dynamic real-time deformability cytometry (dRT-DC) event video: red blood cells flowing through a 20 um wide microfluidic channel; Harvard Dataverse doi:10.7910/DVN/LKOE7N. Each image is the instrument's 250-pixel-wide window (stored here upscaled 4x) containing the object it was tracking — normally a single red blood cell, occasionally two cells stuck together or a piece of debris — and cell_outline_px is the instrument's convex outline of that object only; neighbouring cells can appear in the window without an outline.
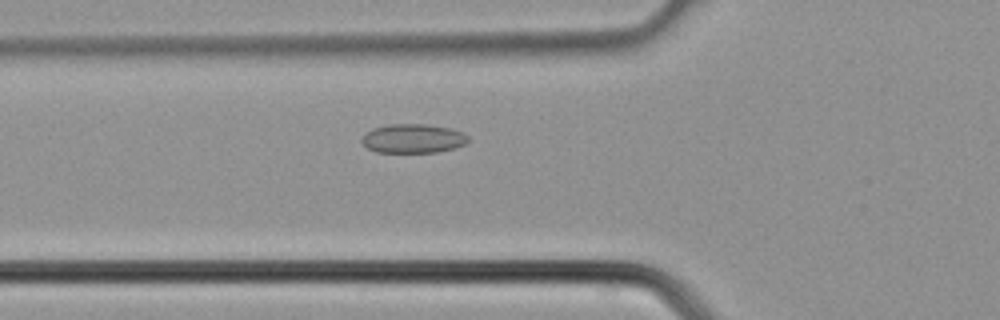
{"species": "common noctule bat (a hibernating species)", "species_latin": "Nyctalus noctula", "temperature_condition": "cold", "stored_images_in_passage": 37, "camera_frame_rate_fps": 3000, "um_per_image_px": 0.085, "animal": {"sex": "male", "body_mass_g": 21.5, "forearm_length_mm": 52.0}, "frame": {"image": 1, "passage_image": 12, "time_ms": 3.667, "image_size_px": [1000, 320], "cell_outline_px": [[468, 140], [464, 144], [456, 148], [436, 152], [376, 152], [368, 148], [360, 140], [360, 136], [364, 132], [372, 128], [388, 124], [424, 124], [448, 128], [464, 132], [468, 136]], "centroid_in_image_um": [35.06, 11.77], "position_along_channel_um": 90.7, "area_um2": 18.15}}
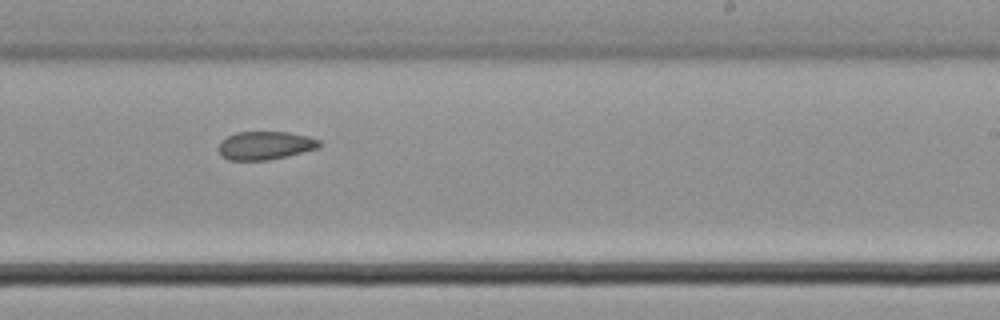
{"frame": {"image": 2, "passage_image": 22, "time_ms": 7.0, "image_size_px": [1000, 320], "cell_outline_px": [[320, 148], [288, 156], [268, 160], [228, 160], [220, 156], [220, 140], [236, 132], [288, 132], [308, 136], [320, 140]], "centroid_in_image_um": [22.56, 12.37], "position_along_channel_um": 266.4, "area_um2": 16.7}}
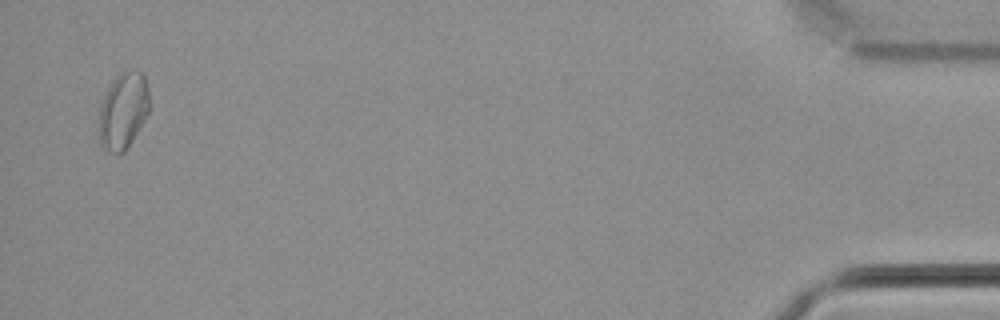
{"frame": {"image": 3, "passage_image": 36, "time_ms": 11.667, "image_size_px": [1000, 320], "cell_outline_px": [[148, 112], [144, 120], [132, 140], [124, 152], [112, 152], [100, 144], [100, 104], [112, 80], [120, 72], [140, 72], [144, 76], [148, 88]], "centroid_in_image_um": [10.47, 9.4], "position_along_channel_um": 424.7, "area_um2": 21.79}}